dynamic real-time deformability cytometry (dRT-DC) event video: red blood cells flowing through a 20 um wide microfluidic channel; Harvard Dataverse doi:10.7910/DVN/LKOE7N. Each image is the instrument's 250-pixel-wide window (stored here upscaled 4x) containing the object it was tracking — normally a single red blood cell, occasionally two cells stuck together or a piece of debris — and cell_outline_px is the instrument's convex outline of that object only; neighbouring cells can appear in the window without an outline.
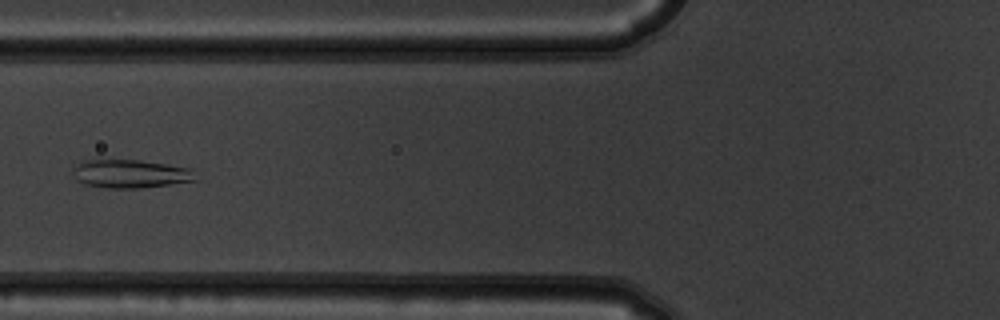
{"species": "common noctule bat (a hibernating species)", "species_latin": "Nyctalus noctula", "temperature_condition": "warm", "stored_images_in_passage": 4, "camera_frame_rate_fps": 3000, "um_per_image_px": 0.085, "animal": {"sex": "male", "body_mass_g": 19.5, "forearm_length_mm": 54.6}, "frame": {"image": 1, "passage_image": 4, "time_ms": 1.0, "image_size_px": [1000, 320], "cell_outline_px": [[196, 180], [140, 188], [104, 188], [84, 184], [76, 180], [72, 176], [72, 172], [84, 160], [96, 156], [140, 160], [168, 164], [192, 168]], "centroid_in_image_um": [11.0, 14.72], "position_along_channel_um": 114.8, "area_um2": 20.98}}